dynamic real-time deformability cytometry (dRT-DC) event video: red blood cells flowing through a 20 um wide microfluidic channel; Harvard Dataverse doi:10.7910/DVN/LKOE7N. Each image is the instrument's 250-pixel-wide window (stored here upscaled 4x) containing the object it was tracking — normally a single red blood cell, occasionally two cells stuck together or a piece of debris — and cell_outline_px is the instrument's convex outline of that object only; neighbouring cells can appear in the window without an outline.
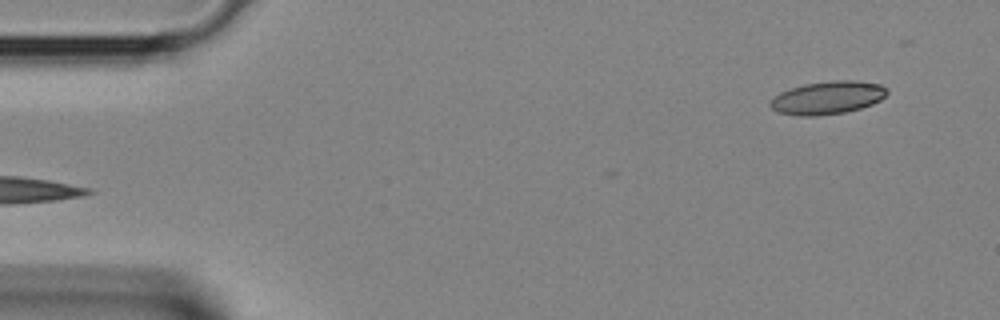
{"species": "Egyptian fruit bat (a non-hibernating species)", "species_latin": "Rousettus aegyptiacus", "temperature_condition": "room temperature", "stored_images_in_passage": 12, "camera_frame_rate_fps": 3000, "um_per_image_px": 0.085, "animal": {"sex": "female"}, "frame": {"image": 1, "passage_image": 12, "time_ms": 3.667, "image_size_px": [1000, 320], "cell_outline_px": [[888, 92], [880, 100], [872, 104], [860, 108], [844, 112], [816, 116], [800, 116], [776, 112], [768, 104], [780, 92], [804, 84], [832, 80], [856, 80], [880, 84], [888, 88]], "centroid_in_image_um": [70.35, 8.3], "position_along_channel_um": 14.6, "area_um2": 22.43}}